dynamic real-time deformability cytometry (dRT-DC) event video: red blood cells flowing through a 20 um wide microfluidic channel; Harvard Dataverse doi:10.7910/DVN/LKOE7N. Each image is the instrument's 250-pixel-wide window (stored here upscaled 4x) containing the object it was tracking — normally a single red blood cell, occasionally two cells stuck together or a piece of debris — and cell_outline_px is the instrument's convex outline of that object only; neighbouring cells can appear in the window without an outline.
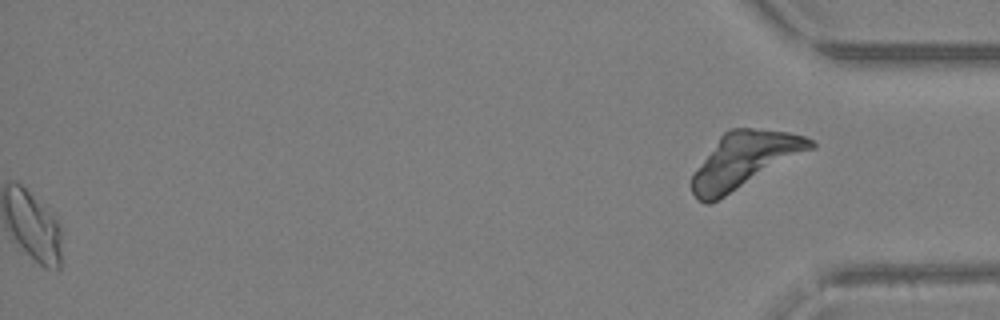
{"species": "Egyptian fruit bat (a non-hibernating species)", "species_latin": "Rousettus aegyptiacus", "temperature_condition": "warm", "stored_images_in_passage": 39, "segment_of_instrument_passage": [2, 2], "camera_frame_rate_fps": 3000, "um_per_image_px": 0.085, "animal": {"sex": "female"}, "frame": {"image": 1, "passage_image": 39, "time_ms": 12.667, "image_size_px": [1000, 320], "cell_outline_px": [[816, 148], [724, 196], [708, 204], [704, 204], [692, 192], [692, 176], [720, 136], [724, 132], [732, 128], [752, 128], [788, 132], [804, 136], [812, 140], [816, 144]], "centroid_in_image_um": [63.33, 13.59], "position_along_channel_um": 371.9, "area_um2": 37.69}}